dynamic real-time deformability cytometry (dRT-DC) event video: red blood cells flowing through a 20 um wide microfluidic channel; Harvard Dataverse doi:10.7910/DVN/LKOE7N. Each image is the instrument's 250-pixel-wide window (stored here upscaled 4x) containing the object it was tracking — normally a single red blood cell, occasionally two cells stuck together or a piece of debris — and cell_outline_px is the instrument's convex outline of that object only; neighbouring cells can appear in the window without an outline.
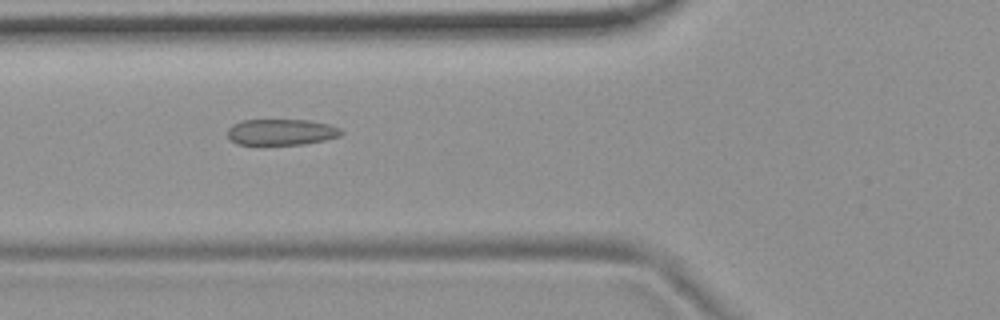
{"species": "common noctule bat (a hibernating species)", "species_latin": "Nyctalus noctula", "temperature_condition": "room temperature", "stored_images_in_passage": 54, "camera_frame_rate_fps": 3000, "um_per_image_px": 0.085, "animal": {"sex": "female", "body_mass_g": 19.9}, "frame": {"image": 1, "passage_image": 20, "time_ms": 6.333, "image_size_px": [1000, 320], "cell_outline_px": [[344, 132], [340, 136], [324, 140], [304, 144], [236, 144], [228, 136], [228, 128], [232, 124], [240, 120], [308, 120], [328, 124], [340, 128]], "centroid_in_image_um": [23.91, 11.22], "position_along_channel_um": 101.9, "area_um2": 17.22}}
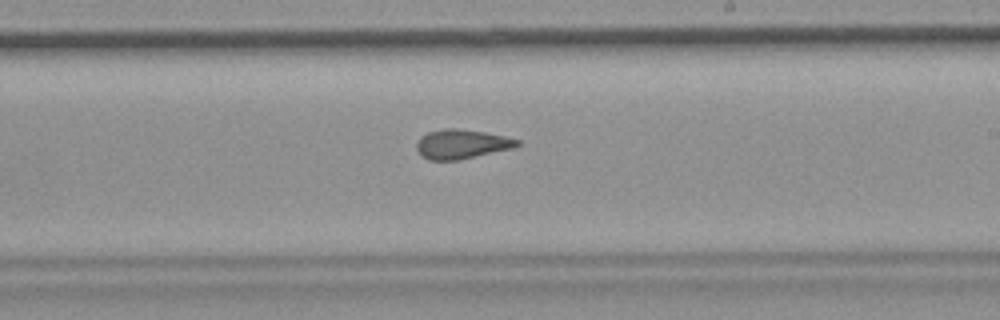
{"frame": {"image": 2, "passage_image": 32, "time_ms": 10.333, "image_size_px": [1000, 320], "cell_outline_px": [[520, 144], [512, 148], [456, 160], [428, 160], [420, 156], [416, 148], [416, 140], [420, 136], [428, 132], [444, 128], [456, 128], [484, 132], [504, 136], [520, 140]], "centroid_in_image_um": [39.17, 12.24], "position_along_channel_um": 249.8, "area_um2": 17.17}}
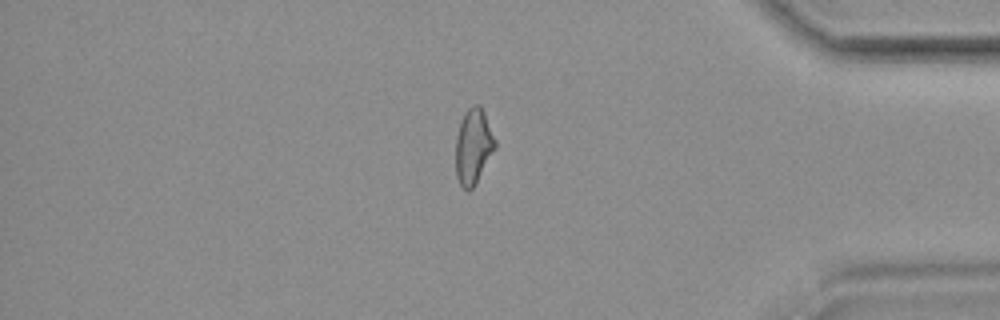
{"frame": {"image": 3, "passage_image": 46, "time_ms": 15.0, "image_size_px": [1000, 320], "cell_outline_px": [[496, 148], [476, 184], [468, 192], [460, 184], [456, 176], [456, 136], [460, 120], [464, 112], [472, 104], [480, 104], [484, 112], [496, 140]], "centroid_in_image_um": [40.24, 12.43], "position_along_channel_um": 395.0, "area_um2": 17.57}, "authors_computed_cell_mechanics": {"area_um2": 18.0047, "velocity_mm_per_s": 3.7075, "shape_relaxation_time_tau1_ms": null, "shape_relaxation_time_tau2_ms": 1.9626, "deformation_change_tau1": null, "deformation_change_tau2": 0.0854}}